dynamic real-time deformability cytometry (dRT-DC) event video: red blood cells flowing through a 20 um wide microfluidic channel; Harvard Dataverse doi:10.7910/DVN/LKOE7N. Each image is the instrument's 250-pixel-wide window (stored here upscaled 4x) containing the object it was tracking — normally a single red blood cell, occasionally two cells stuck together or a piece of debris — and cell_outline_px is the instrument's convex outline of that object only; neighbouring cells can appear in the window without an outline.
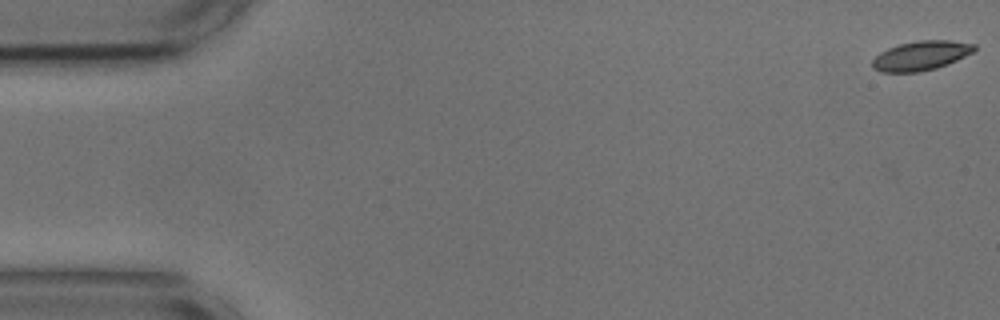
{"species": "common noctule bat (a hibernating species)", "species_latin": "Nyctalus noctula", "temperature_condition": "cold", "stored_images_in_passage": 55, "camera_frame_rate_fps": 3000, "um_per_image_px": 0.085, "animal": {"sex": "male", "body_mass_g": 17.9, "forearm_length_mm": 54.2}, "frame": {"image": 1, "passage_image": 1, "time_ms": 0.0, "image_size_px": [1000, 320], "cell_outline_px": [[976, 48], [972, 52], [948, 64], [936, 68], [916, 72], [880, 72], [872, 68], [872, 60], [880, 52], [888, 48], [900, 44], [920, 40], [948, 40], [976, 44]], "centroid_in_image_um": [78.26, 4.73], "position_along_channel_um": 6.7, "area_um2": 17.34}}
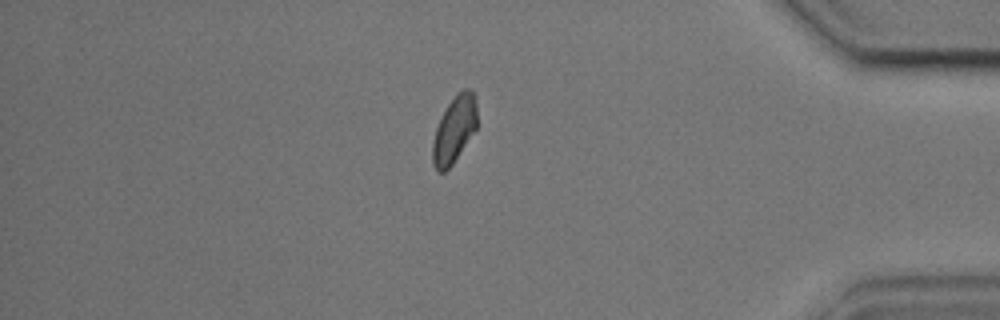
{"frame": {"image": 2, "passage_image": 47, "time_ms": 15.333, "image_size_px": [1000, 320], "cell_outline_px": [[476, 128], [452, 164], [444, 172], [436, 172], [432, 164], [432, 144], [436, 128], [448, 104], [464, 88], [472, 88], [476, 100]], "centroid_in_image_um": [38.6, 11.03], "position_along_channel_um": 396.6, "area_um2": 16.94}}
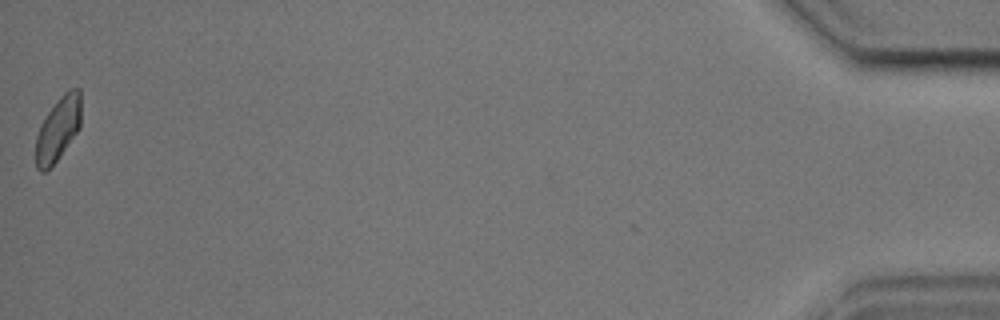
{"frame": {"image": 3, "passage_image": 55, "time_ms": 18.0, "image_size_px": [1000, 320], "cell_outline_px": [[80, 128], [56, 160], [44, 172], [40, 172], [36, 168], [36, 136], [40, 124], [48, 112], [60, 96], [68, 88], [80, 88]], "centroid_in_image_um": [4.93, 10.93], "position_along_channel_um": 430.3, "area_um2": 16.7}, "authors_computed_cell_mechanics": {"area_um2": 17.629, "velocity_mm_per_s": 3.6355, "shape_relaxation_time_tau1_ms": 6.0688, "shape_relaxation_time_tau2_ms": 5.2885, "deformation_change_tau1": 0.106, "deformation_change_tau2": 0.0846}}